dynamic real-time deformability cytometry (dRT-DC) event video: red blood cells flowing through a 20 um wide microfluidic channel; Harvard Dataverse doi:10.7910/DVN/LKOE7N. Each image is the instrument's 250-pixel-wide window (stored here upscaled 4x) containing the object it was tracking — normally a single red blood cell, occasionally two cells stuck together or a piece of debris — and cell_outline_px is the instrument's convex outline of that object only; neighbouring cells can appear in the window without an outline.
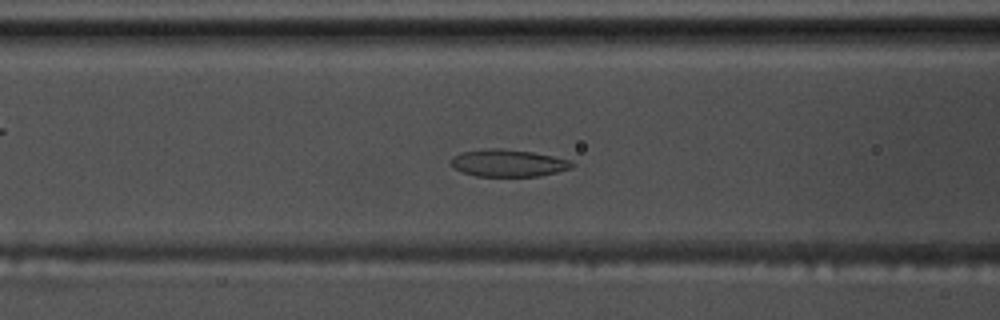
{"species": "common noctule bat (a hibernating species)", "species_latin": "Nyctalus noctula", "temperature_condition": "warm", "stored_images_in_passage": 56, "camera_frame_rate_fps": 3000, "um_per_image_px": 0.085, "animal": {"sex": "male", "body_mass_g": 17.5, "forearm_length_mm": 52.3}, "frame": {"image": 1, "passage_image": 22, "time_ms": 7.0, "image_size_px": [1000, 320], "cell_outline_px": [[576, 164], [572, 168], [540, 176], [476, 176], [452, 168], [452, 156], [460, 152], [492, 148], [500, 148], [532, 152], [572, 160]], "centroid_in_image_um": [43.22, 13.86], "position_along_channel_um": 123.4, "area_um2": 19.19}}
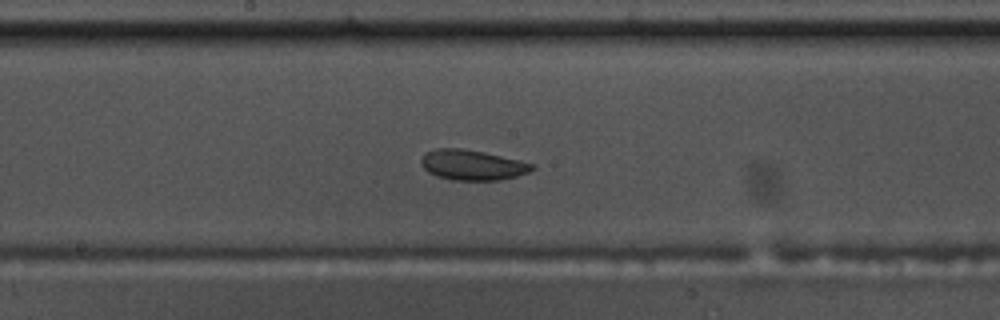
{"frame": {"image": 2, "passage_image": 29, "time_ms": 9.333, "image_size_px": [1000, 320], "cell_outline_px": [[536, 168], [528, 172], [516, 176], [496, 180], [452, 180], [436, 176], [428, 172], [420, 164], [420, 160], [424, 152], [436, 148], [460, 148], [484, 152], [520, 160], [536, 164]], "centroid_in_image_um": [40.13, 14.01], "position_along_channel_um": 208.1, "area_um2": 19.71}}
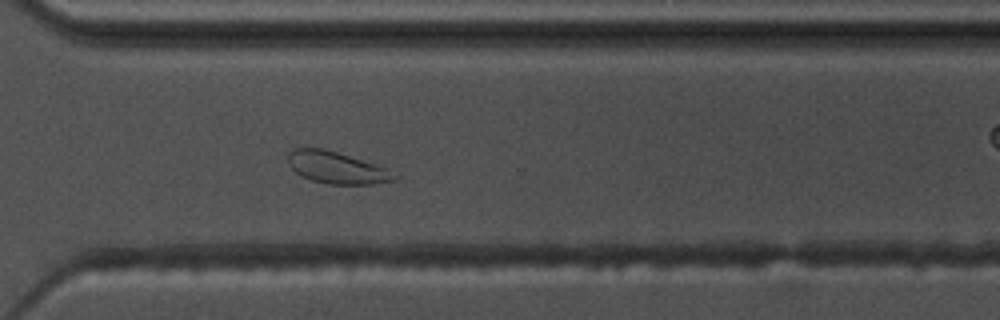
{"frame": {"image": 3, "passage_image": 40, "time_ms": 13.0, "image_size_px": [1000, 320], "cell_outline_px": [[400, 176], [396, 180], [376, 184], [328, 184], [312, 180], [300, 176], [288, 164], [288, 152], [296, 148], [324, 148], [388, 168]], "centroid_in_image_um": [28.65, 14.26], "position_along_channel_um": 341.9, "area_um2": 19.88}, "authors_computed_cell_mechanics": {"area_um2": 22.2819, "velocity_mm_per_s": 3.6492, "shape_relaxation_time_tau1_ms": 2.6933, "shape_relaxation_time_tau2_ms": 2.721, "deformation_change_tau1": 0.097, "deformation_change_tau2": 0.079}}